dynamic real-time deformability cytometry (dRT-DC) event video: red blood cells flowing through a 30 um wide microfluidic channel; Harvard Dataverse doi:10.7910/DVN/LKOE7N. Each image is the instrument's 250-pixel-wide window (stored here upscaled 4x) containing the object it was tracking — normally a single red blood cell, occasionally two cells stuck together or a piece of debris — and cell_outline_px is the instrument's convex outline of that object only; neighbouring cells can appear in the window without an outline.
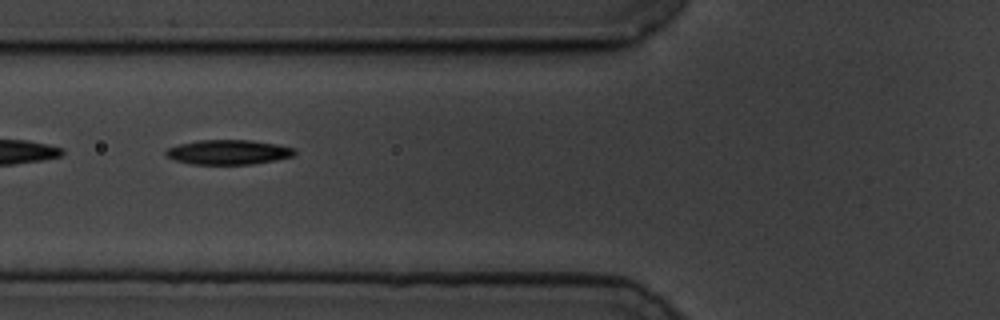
{"species": "common noctule bat (a hibernating species)", "species_latin": "Nyctalus noctula", "temperature_condition": "cold", "stored_images_in_passage": 40, "camera_frame_rate_fps": 3000, "um_per_image_px": 0.085, "animal": {"sex": "male", "body_mass_g": 19.5, "forearm_length_mm": 54.6}, "frame": {"image": 1, "passage_image": 4, "time_ms": 1.0, "image_size_px": [1000, 320], "cell_outline_px": [[296, 152], [292, 156], [276, 160], [252, 164], [192, 164], [176, 160], [168, 156], [164, 152], [168, 148], [180, 144], [196, 140], [252, 140], [276, 144], [296, 148]], "centroid_in_image_um": [19.44, 12.92], "position_along_channel_um": 106.4, "area_um2": 18.44}}
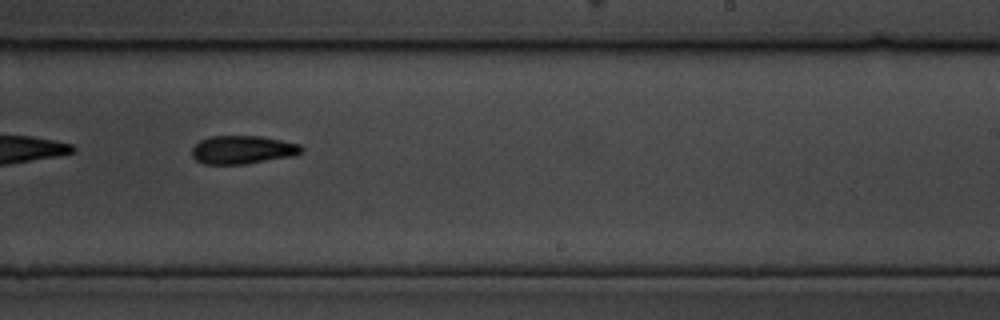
{"frame": {"image": 2, "passage_image": 18, "time_ms": 5.667, "image_size_px": [1000, 320], "cell_outline_px": [[304, 148], [300, 152], [292, 156], [244, 164], [204, 164], [196, 160], [192, 156], [192, 148], [200, 140], [212, 136], [260, 136], [300, 144]], "centroid_in_image_um": [20.6, 12.73], "position_along_channel_um": 268.4, "area_um2": 17.92}}
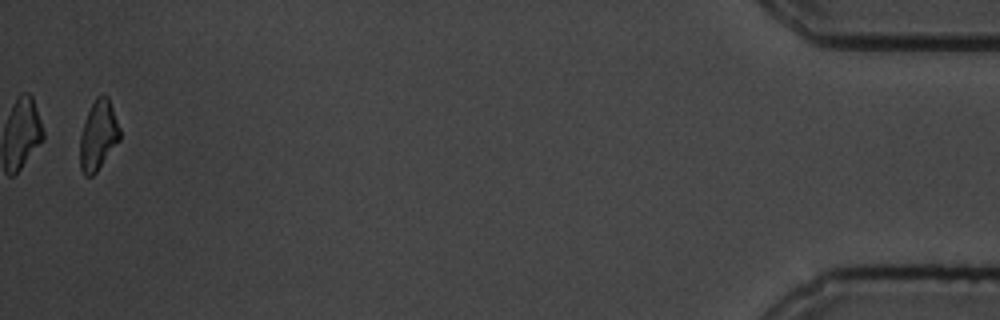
{"frame": {"image": 3, "passage_image": 39, "time_ms": 12.667, "image_size_px": [1000, 320], "cell_outline_px": [[120, 140], [96, 172], [92, 176], [84, 176], [80, 168], [80, 132], [84, 120], [96, 96], [108, 96], [120, 128]], "centroid_in_image_um": [8.34, 11.52], "position_along_channel_um": 426.9, "area_um2": 16.18}, "authors_computed_cell_mechanics": {"area_um2": 17.7157, "velocity_mm_per_s": 3.4705, "shape_relaxation_time_tau1_ms": 3.1762, "shape_relaxation_time_tau2_ms": 9.7473, "deformation_change_tau1": 0.1164, "deformation_change_tau2": 0.1963}}